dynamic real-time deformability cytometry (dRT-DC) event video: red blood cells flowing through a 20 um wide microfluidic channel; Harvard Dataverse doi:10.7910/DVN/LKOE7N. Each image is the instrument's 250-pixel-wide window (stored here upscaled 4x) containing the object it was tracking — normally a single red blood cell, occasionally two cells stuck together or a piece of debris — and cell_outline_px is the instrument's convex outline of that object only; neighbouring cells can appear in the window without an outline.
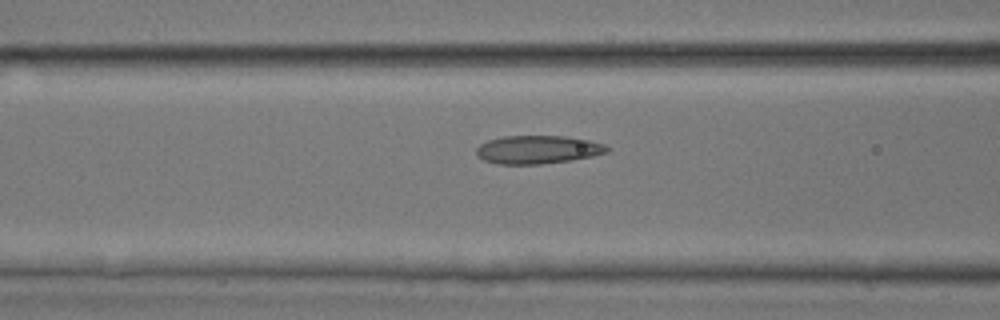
{"species": "common noctule bat (a hibernating species)", "species_latin": "Nyctalus noctula", "temperature_condition": "room temperature", "stored_images_in_passage": 31, "camera_frame_rate_fps": 3000, "um_per_image_px": 0.085, "animal": {"sex": "male", "body_mass_g": 17.9, "forearm_length_mm": 54.2}, "frame": {"image": 1, "passage_image": 5, "time_ms": 1.333, "image_size_px": [1000, 320], "cell_outline_px": [[612, 148], [608, 152], [592, 156], [572, 160], [540, 164], [496, 164], [484, 160], [476, 156], [476, 148], [480, 144], [488, 140], [504, 136], [564, 136], [588, 140], [604, 144]], "centroid_in_image_um": [45.7, 12.72], "position_along_channel_um": 120.9, "area_um2": 21.62}}
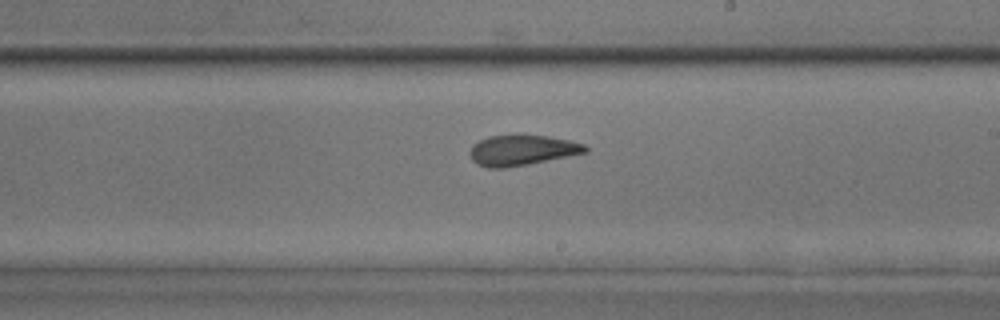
{"frame": {"image": 2, "passage_image": 13, "time_ms": 4.0, "image_size_px": [1000, 320], "cell_outline_px": [[588, 152], [528, 164], [504, 168], [488, 168], [476, 164], [472, 160], [468, 152], [472, 144], [488, 136], [516, 132], [524, 132], [548, 136], [568, 140], [584, 144], [588, 148]], "centroid_in_image_um": [44.32, 12.72], "position_along_channel_um": 244.7, "area_um2": 21.27}}
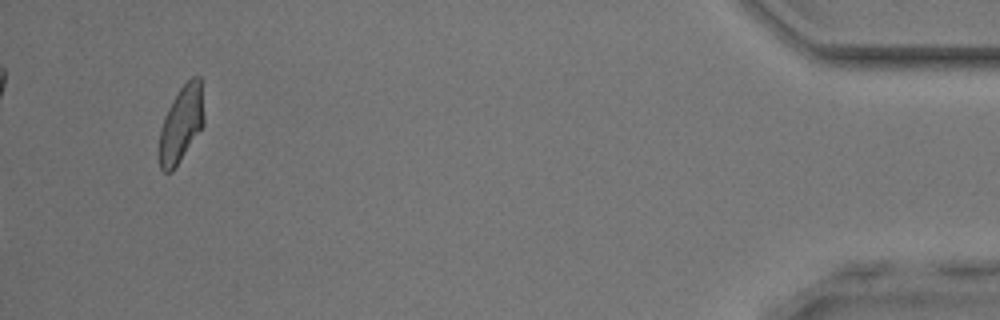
{"frame": {"image": 3, "passage_image": 29, "time_ms": 9.333, "image_size_px": [1000, 320], "cell_outline_px": [[204, 124], [172, 172], [164, 172], [160, 168], [160, 132], [164, 116], [168, 108], [180, 88], [192, 76], [200, 76], [204, 116]], "centroid_in_image_um": [15.41, 10.52], "position_along_channel_um": 419.8, "area_um2": 19.48}}